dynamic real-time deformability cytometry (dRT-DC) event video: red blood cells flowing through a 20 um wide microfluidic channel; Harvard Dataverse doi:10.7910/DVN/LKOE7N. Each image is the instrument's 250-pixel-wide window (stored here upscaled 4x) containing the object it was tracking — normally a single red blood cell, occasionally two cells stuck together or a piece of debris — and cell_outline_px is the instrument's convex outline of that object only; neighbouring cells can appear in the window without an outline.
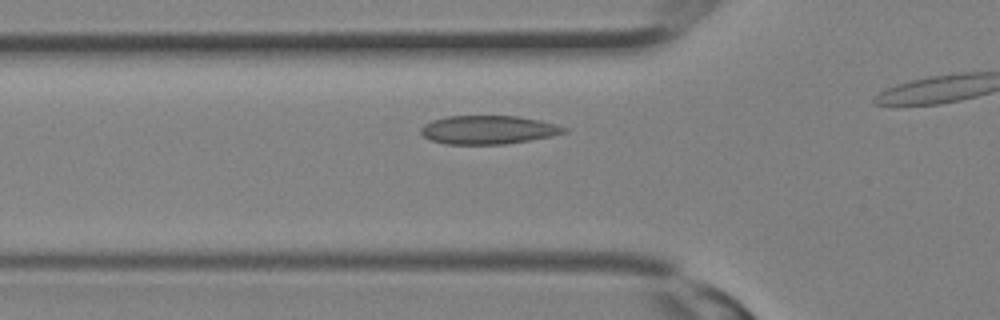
{"species": "Egyptian fruit bat (a non-hibernating species)", "species_latin": "Rousettus aegyptiacus", "temperature_condition": "room temperature", "stored_images_in_passage": 8, "camera_frame_rate_fps": 3000, "um_per_image_px": 0.085, "animal": {"sex": "female"}, "frame": {"image": 1, "passage_image": 5, "time_ms": 1.333, "image_size_px": [1000, 320], "cell_outline_px": [[568, 132], [552, 136], [504, 144], [444, 144], [432, 140], [424, 136], [420, 132], [420, 128], [424, 124], [432, 120], [448, 116], [520, 116], [540, 120], [556, 124], [568, 128]], "centroid_in_image_um": [41.52, 11.03], "position_along_channel_um": 84.3, "area_um2": 23.87}}
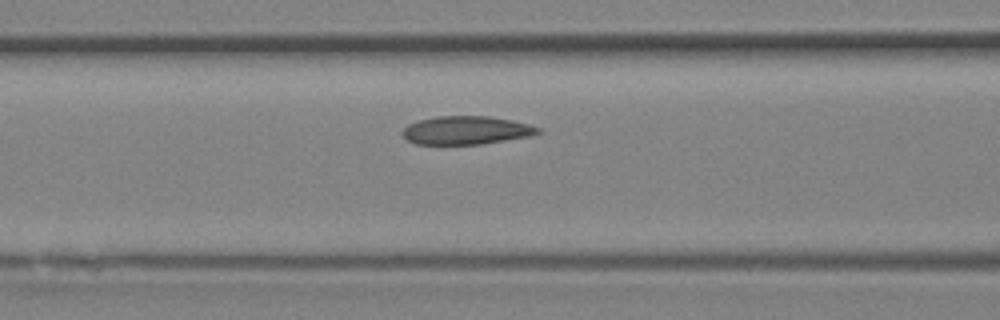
{"frame": {"image": 2, "passage_image": 7, "time_ms": 2.0, "image_size_px": [1000, 320], "cell_outline_px": [[544, 132], [528, 136], [480, 144], [416, 144], [408, 140], [400, 132], [408, 124], [420, 120], [436, 116], [492, 116], [528, 124], [540, 128]], "centroid_in_image_um": [39.62, 11.07], "position_along_channel_um": 127.0, "area_um2": 22.25}}